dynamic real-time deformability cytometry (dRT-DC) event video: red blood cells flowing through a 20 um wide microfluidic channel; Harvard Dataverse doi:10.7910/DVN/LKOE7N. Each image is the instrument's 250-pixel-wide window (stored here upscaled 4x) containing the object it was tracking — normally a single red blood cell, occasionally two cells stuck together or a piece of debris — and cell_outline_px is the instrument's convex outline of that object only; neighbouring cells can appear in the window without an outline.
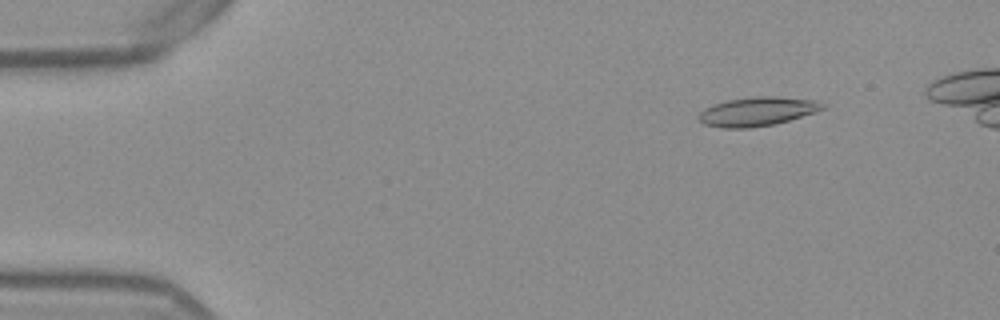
{"species": "Egyptian fruit bat (a non-hibernating species)", "species_latin": "Rousettus aegyptiacus", "temperature_condition": "warm", "stored_images_in_passage": 50, "camera_frame_rate_fps": 3000, "um_per_image_px": 0.085, "frame": {"image": 1, "passage_image": 7, "time_ms": 2.0, "image_size_px": [1000, 320], "cell_outline_px": [[828, 108], [816, 112], [776, 124], [752, 128], [720, 128], [704, 124], [696, 116], [704, 108], [712, 104], [728, 100], [756, 96], [776, 96], [820, 100]], "centroid_in_image_um": [64.4, 9.47], "position_along_channel_um": 20.6, "area_um2": 21.33}}
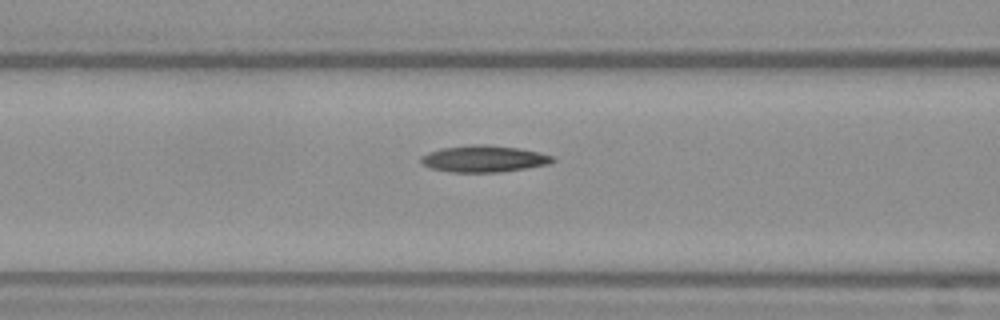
{"frame": {"image": 2, "passage_image": 22, "time_ms": 7.0, "image_size_px": [1000, 320], "cell_outline_px": [[556, 160], [548, 164], [500, 172], [452, 172], [428, 168], [420, 160], [420, 156], [428, 152], [440, 148], [472, 144], [488, 144], [520, 148], [540, 152], [556, 156]], "centroid_in_image_um": [41.13, 13.48], "position_along_channel_um": 125.5, "area_um2": 20.69}}
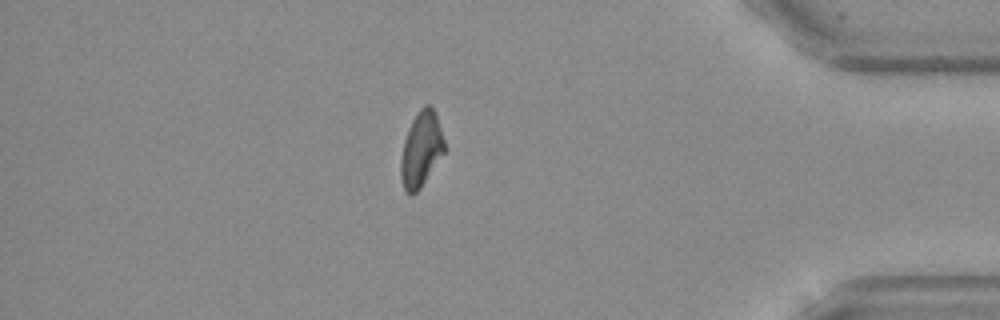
{"frame": {"image": 3, "passage_image": 46, "time_ms": 15.0, "image_size_px": [1000, 320], "cell_outline_px": [[444, 152], [420, 188], [412, 196], [408, 196], [404, 192], [400, 176], [400, 160], [404, 140], [408, 128], [412, 120], [420, 108], [424, 104], [428, 104], [436, 112], [444, 140]], "centroid_in_image_um": [35.77, 12.71], "position_along_channel_um": 399.4, "area_um2": 19.19}, "authors_computed_cell_mechanics": {"area_um2": 19.6809, "velocity_mm_per_s": 3.8816, "shape_relaxation_time_tau1_ms": null, "shape_relaxation_time_tau2_ms": 9.7392, "deformation_change_tau1": null, "deformation_change_tau2": 0.1919}}